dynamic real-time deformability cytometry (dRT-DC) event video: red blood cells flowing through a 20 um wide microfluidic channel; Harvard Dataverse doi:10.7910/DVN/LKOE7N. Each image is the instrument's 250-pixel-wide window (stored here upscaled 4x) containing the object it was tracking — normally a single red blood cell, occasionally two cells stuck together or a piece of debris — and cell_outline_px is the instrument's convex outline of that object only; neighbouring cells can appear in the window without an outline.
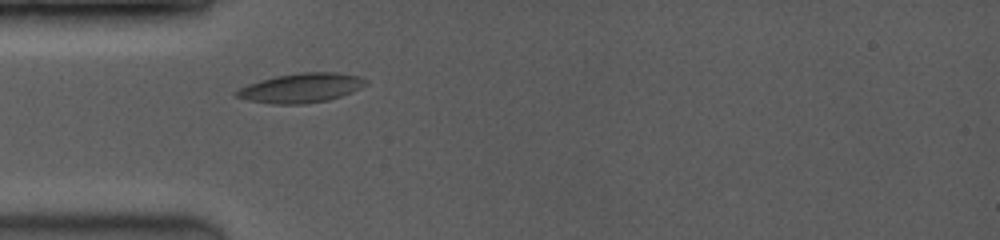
{"species": "common noctule bat (a hibernating species)", "species_latin": "Nyctalus noctula", "temperature_condition": "room temperature", "stored_images_in_passage": 14, "camera_frame_rate_fps": 3500, "um_per_image_px": 0.085, "animal": {"sex": "female", "body_mass_g": 19.0, "forearm_length_mm": 53.3}, "frame": {"image": 1, "passage_image": 5, "time_ms": 1.429, "image_size_px": [1000, 240], "cell_outline_px": [[368, 84], [352, 92], [328, 100], [304, 104], [272, 104], [248, 100], [232, 96], [232, 92], [248, 84], [260, 80], [276, 76], [300, 72], [336, 72], [360, 76], [368, 80]], "centroid_in_image_um": [25.58, 7.47], "position_along_channel_um": 59.4, "area_um2": 22.37}}
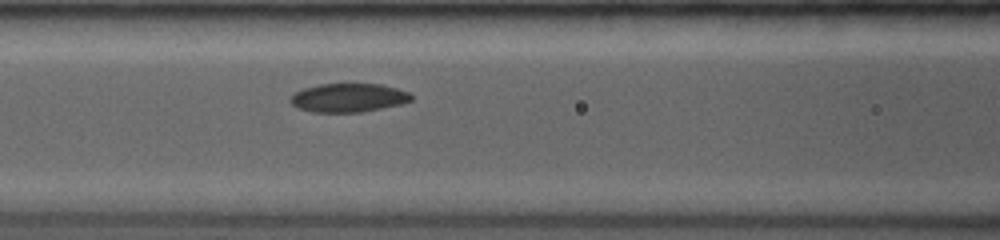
{"frame": {"image": 2, "passage_image": 12, "time_ms": 3.429, "image_size_px": [1000, 240], "cell_outline_px": [[412, 100], [400, 104], [360, 112], [312, 112], [296, 108], [288, 100], [296, 92], [304, 88], [320, 84], [380, 84], [396, 88], [408, 92], [412, 96]], "centroid_in_image_um": [29.58, 8.31], "position_along_channel_um": 137.0, "area_um2": 20.06}}
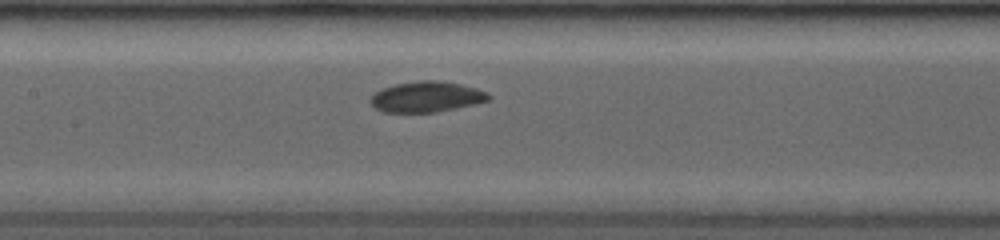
{"frame": {"image": 3, "passage_image": 14, "time_ms": 4.286, "image_size_px": [1000, 240], "cell_outline_px": [[492, 96], [488, 100], [456, 108], [436, 112], [384, 112], [376, 108], [368, 100], [376, 92], [384, 88], [396, 84], [420, 80], [440, 80], [460, 84], [476, 88], [488, 92]], "centroid_in_image_um": [36.27, 8.22], "position_along_channel_um": 171.1, "area_um2": 20.92}}